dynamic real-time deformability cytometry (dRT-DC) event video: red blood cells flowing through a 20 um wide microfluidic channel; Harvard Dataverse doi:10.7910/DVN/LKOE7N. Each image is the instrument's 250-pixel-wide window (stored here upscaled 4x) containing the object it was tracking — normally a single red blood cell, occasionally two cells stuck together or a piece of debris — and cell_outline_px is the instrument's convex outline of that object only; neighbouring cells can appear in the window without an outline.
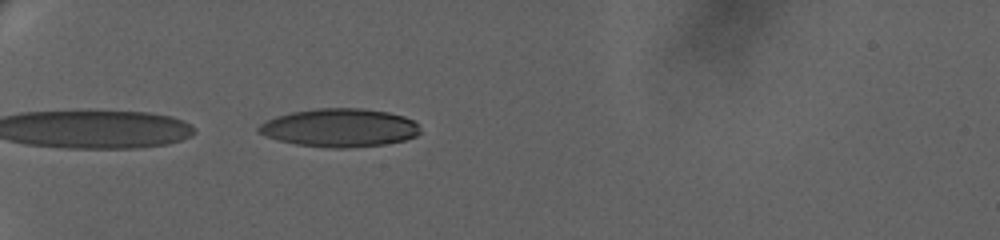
{"species": "human", "species_latin": "Homo sapiens", "temperature_condition": "warm", "stored_images_in_passage": 38, "camera_frame_rate_fps": 3000, "um_per_image_px": 0.085, "donor": {"sex": "female"}, "frame": {"image": 1, "passage_image": 2, "time_ms": 0.333, "image_size_px": [1000, 240], "cell_outline_px": [[420, 132], [416, 136], [404, 140], [384, 144], [344, 148], [332, 148], [296, 144], [280, 140], [256, 132], [256, 128], [260, 124], [276, 116], [292, 112], [316, 108], [364, 108], [388, 112], [404, 116], [412, 120], [416, 124]], "centroid_in_image_um": [28.86, 10.85], "position_along_channel_um": 56.1, "area_um2": 35.84}}
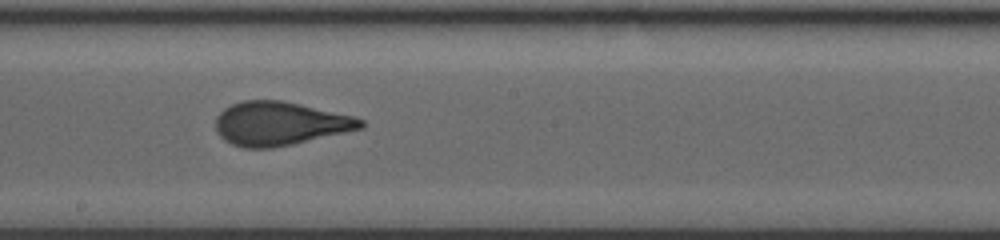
{"frame": {"image": 2, "passage_image": 20, "time_ms": 6.333, "image_size_px": [1000, 240], "cell_outline_px": [[364, 124], [360, 128], [292, 144], [272, 148], [244, 148], [232, 144], [224, 140], [216, 132], [216, 116], [224, 108], [232, 104], [244, 100], [280, 100], [300, 104], [352, 116], [364, 120]], "centroid_in_image_um": [23.71, 10.5], "position_along_channel_um": 224.5, "area_um2": 36.47}}
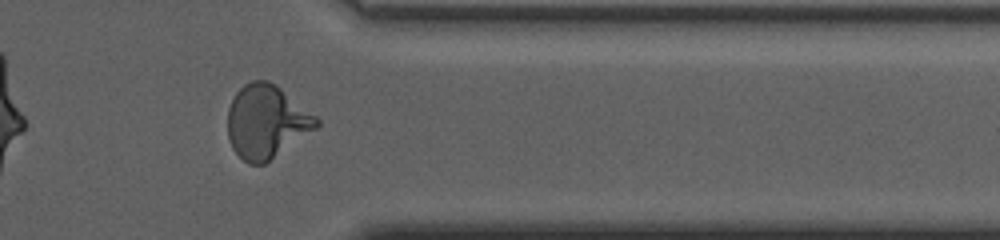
{"frame": {"image": 3, "passage_image": 35, "time_ms": 11.333, "image_size_px": [1000, 240], "cell_outline_px": [[320, 124], [316, 128], [264, 164], [248, 164], [232, 148], [228, 136], [228, 108], [236, 92], [244, 84], [252, 80], [268, 80], [276, 84], [316, 116], [320, 120]], "centroid_in_image_um": [22.63, 10.32], "position_along_channel_um": 388.8, "area_um2": 37.69}, "authors_computed_cell_mechanics": {"area_um2": 36.5874, "velocity_mm_per_s": 3.3436, "shape_relaxation_time_tau1_ms": 8.4996, "shape_relaxation_time_tau2_ms": null, "deformation_change_tau1": 0.2957, "deformation_change_tau2": null}}